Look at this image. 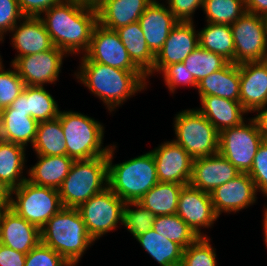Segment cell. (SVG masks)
Returning a JSON list of instances; mask_svg holds the SVG:
<instances>
[{"mask_svg":"<svg viewBox=\"0 0 267 266\" xmlns=\"http://www.w3.org/2000/svg\"><path fill=\"white\" fill-rule=\"evenodd\" d=\"M9 133L4 124L3 113L0 110V143H9Z\"/></svg>","mask_w":267,"mask_h":266,"instance_id":"cell-52","label":"cell"},{"mask_svg":"<svg viewBox=\"0 0 267 266\" xmlns=\"http://www.w3.org/2000/svg\"><path fill=\"white\" fill-rule=\"evenodd\" d=\"M125 202L109 187L82 203L79 210L90 237L96 241L123 223Z\"/></svg>","mask_w":267,"mask_h":266,"instance_id":"cell-10","label":"cell"},{"mask_svg":"<svg viewBox=\"0 0 267 266\" xmlns=\"http://www.w3.org/2000/svg\"><path fill=\"white\" fill-rule=\"evenodd\" d=\"M160 266H180L184 248L153 228L135 238Z\"/></svg>","mask_w":267,"mask_h":266,"instance_id":"cell-28","label":"cell"},{"mask_svg":"<svg viewBox=\"0 0 267 266\" xmlns=\"http://www.w3.org/2000/svg\"><path fill=\"white\" fill-rule=\"evenodd\" d=\"M38 160L30 167L27 180L33 184L59 189L62 182L69 174L74 160L67 155L45 156L36 155Z\"/></svg>","mask_w":267,"mask_h":266,"instance_id":"cell-26","label":"cell"},{"mask_svg":"<svg viewBox=\"0 0 267 266\" xmlns=\"http://www.w3.org/2000/svg\"><path fill=\"white\" fill-rule=\"evenodd\" d=\"M166 3L178 21L192 22L195 10L203 8L204 0H167Z\"/></svg>","mask_w":267,"mask_h":266,"instance_id":"cell-45","label":"cell"},{"mask_svg":"<svg viewBox=\"0 0 267 266\" xmlns=\"http://www.w3.org/2000/svg\"><path fill=\"white\" fill-rule=\"evenodd\" d=\"M206 22L231 25L245 12V0H204Z\"/></svg>","mask_w":267,"mask_h":266,"instance_id":"cell-37","label":"cell"},{"mask_svg":"<svg viewBox=\"0 0 267 266\" xmlns=\"http://www.w3.org/2000/svg\"><path fill=\"white\" fill-rule=\"evenodd\" d=\"M26 100H27V85H25L23 92L10 104V106L2 109L1 111L27 112Z\"/></svg>","mask_w":267,"mask_h":266,"instance_id":"cell-50","label":"cell"},{"mask_svg":"<svg viewBox=\"0 0 267 266\" xmlns=\"http://www.w3.org/2000/svg\"><path fill=\"white\" fill-rule=\"evenodd\" d=\"M247 121L219 132L218 153L229 160L240 173L250 171L254 156L263 142L255 119Z\"/></svg>","mask_w":267,"mask_h":266,"instance_id":"cell-9","label":"cell"},{"mask_svg":"<svg viewBox=\"0 0 267 266\" xmlns=\"http://www.w3.org/2000/svg\"><path fill=\"white\" fill-rule=\"evenodd\" d=\"M26 148L9 142L0 143V182L8 189L19 187L25 180L23 176L26 161Z\"/></svg>","mask_w":267,"mask_h":266,"instance_id":"cell-29","label":"cell"},{"mask_svg":"<svg viewBox=\"0 0 267 266\" xmlns=\"http://www.w3.org/2000/svg\"><path fill=\"white\" fill-rule=\"evenodd\" d=\"M246 12L267 17V0H245Z\"/></svg>","mask_w":267,"mask_h":266,"instance_id":"cell-48","label":"cell"},{"mask_svg":"<svg viewBox=\"0 0 267 266\" xmlns=\"http://www.w3.org/2000/svg\"><path fill=\"white\" fill-rule=\"evenodd\" d=\"M116 148L113 144L107 154L108 187L125 203L138 202L159 182L152 152L113 164Z\"/></svg>","mask_w":267,"mask_h":266,"instance_id":"cell-4","label":"cell"},{"mask_svg":"<svg viewBox=\"0 0 267 266\" xmlns=\"http://www.w3.org/2000/svg\"><path fill=\"white\" fill-rule=\"evenodd\" d=\"M209 237H199L184 249L180 266H217L216 249Z\"/></svg>","mask_w":267,"mask_h":266,"instance_id":"cell-39","label":"cell"},{"mask_svg":"<svg viewBox=\"0 0 267 266\" xmlns=\"http://www.w3.org/2000/svg\"><path fill=\"white\" fill-rule=\"evenodd\" d=\"M31 148L37 155H66L65 137L58 117L38 123L36 138Z\"/></svg>","mask_w":267,"mask_h":266,"instance_id":"cell-32","label":"cell"},{"mask_svg":"<svg viewBox=\"0 0 267 266\" xmlns=\"http://www.w3.org/2000/svg\"><path fill=\"white\" fill-rule=\"evenodd\" d=\"M239 174V170L229 160L217 153L193 159L189 185L211 193L215 188L234 179Z\"/></svg>","mask_w":267,"mask_h":266,"instance_id":"cell-18","label":"cell"},{"mask_svg":"<svg viewBox=\"0 0 267 266\" xmlns=\"http://www.w3.org/2000/svg\"><path fill=\"white\" fill-rule=\"evenodd\" d=\"M85 55L93 62L127 71H141L130 59L128 52L115 30L97 23L91 43Z\"/></svg>","mask_w":267,"mask_h":266,"instance_id":"cell-13","label":"cell"},{"mask_svg":"<svg viewBox=\"0 0 267 266\" xmlns=\"http://www.w3.org/2000/svg\"><path fill=\"white\" fill-rule=\"evenodd\" d=\"M176 214L198 237H208L201 233V227L209 229L219 218L215 213L210 193L190 185L184 186L179 194Z\"/></svg>","mask_w":267,"mask_h":266,"instance_id":"cell-14","label":"cell"},{"mask_svg":"<svg viewBox=\"0 0 267 266\" xmlns=\"http://www.w3.org/2000/svg\"><path fill=\"white\" fill-rule=\"evenodd\" d=\"M11 66L13 70H5L4 65H0V110L9 107L25 87L24 81L14 66L12 64Z\"/></svg>","mask_w":267,"mask_h":266,"instance_id":"cell-40","label":"cell"},{"mask_svg":"<svg viewBox=\"0 0 267 266\" xmlns=\"http://www.w3.org/2000/svg\"><path fill=\"white\" fill-rule=\"evenodd\" d=\"M108 187L106 156L87 160H74L69 174L58 189L65 208H78L95 194Z\"/></svg>","mask_w":267,"mask_h":266,"instance_id":"cell-5","label":"cell"},{"mask_svg":"<svg viewBox=\"0 0 267 266\" xmlns=\"http://www.w3.org/2000/svg\"><path fill=\"white\" fill-rule=\"evenodd\" d=\"M201 107L197 110L204 115L218 132L240 125L244 114L248 112L238 101H233L218 96H199Z\"/></svg>","mask_w":267,"mask_h":266,"instance_id":"cell-24","label":"cell"},{"mask_svg":"<svg viewBox=\"0 0 267 266\" xmlns=\"http://www.w3.org/2000/svg\"><path fill=\"white\" fill-rule=\"evenodd\" d=\"M266 207V208H265ZM264 207V214H263V230H264V241H265V245H266V248H267V206Z\"/></svg>","mask_w":267,"mask_h":266,"instance_id":"cell-53","label":"cell"},{"mask_svg":"<svg viewBox=\"0 0 267 266\" xmlns=\"http://www.w3.org/2000/svg\"><path fill=\"white\" fill-rule=\"evenodd\" d=\"M198 31L199 46L235 63V45L230 25L208 23Z\"/></svg>","mask_w":267,"mask_h":266,"instance_id":"cell-31","label":"cell"},{"mask_svg":"<svg viewBox=\"0 0 267 266\" xmlns=\"http://www.w3.org/2000/svg\"><path fill=\"white\" fill-rule=\"evenodd\" d=\"M62 208L57 189L25 180L19 187L10 191V209L39 229Z\"/></svg>","mask_w":267,"mask_h":266,"instance_id":"cell-8","label":"cell"},{"mask_svg":"<svg viewBox=\"0 0 267 266\" xmlns=\"http://www.w3.org/2000/svg\"><path fill=\"white\" fill-rule=\"evenodd\" d=\"M10 189L0 182V212L10 208Z\"/></svg>","mask_w":267,"mask_h":266,"instance_id":"cell-51","label":"cell"},{"mask_svg":"<svg viewBox=\"0 0 267 266\" xmlns=\"http://www.w3.org/2000/svg\"><path fill=\"white\" fill-rule=\"evenodd\" d=\"M67 55L63 50L54 47L44 52L18 57L12 65L25 85L44 86L57 82L63 59Z\"/></svg>","mask_w":267,"mask_h":266,"instance_id":"cell-12","label":"cell"},{"mask_svg":"<svg viewBox=\"0 0 267 266\" xmlns=\"http://www.w3.org/2000/svg\"><path fill=\"white\" fill-rule=\"evenodd\" d=\"M230 27L235 45V64L267 60L265 17L245 12Z\"/></svg>","mask_w":267,"mask_h":266,"instance_id":"cell-11","label":"cell"},{"mask_svg":"<svg viewBox=\"0 0 267 266\" xmlns=\"http://www.w3.org/2000/svg\"><path fill=\"white\" fill-rule=\"evenodd\" d=\"M115 31L125 46L132 62L147 75L153 69L155 55L147 46L140 23H131Z\"/></svg>","mask_w":267,"mask_h":266,"instance_id":"cell-27","label":"cell"},{"mask_svg":"<svg viewBox=\"0 0 267 266\" xmlns=\"http://www.w3.org/2000/svg\"><path fill=\"white\" fill-rule=\"evenodd\" d=\"M0 41H1V43H2V41H4V38L0 35ZM2 58H1V55H0V65H2Z\"/></svg>","mask_w":267,"mask_h":266,"instance_id":"cell-54","label":"cell"},{"mask_svg":"<svg viewBox=\"0 0 267 266\" xmlns=\"http://www.w3.org/2000/svg\"><path fill=\"white\" fill-rule=\"evenodd\" d=\"M166 5L152 2L138 21L147 46L155 56L162 49L173 27L179 22Z\"/></svg>","mask_w":267,"mask_h":266,"instance_id":"cell-22","label":"cell"},{"mask_svg":"<svg viewBox=\"0 0 267 266\" xmlns=\"http://www.w3.org/2000/svg\"><path fill=\"white\" fill-rule=\"evenodd\" d=\"M199 96H218L240 102L239 64L228 62L198 82Z\"/></svg>","mask_w":267,"mask_h":266,"instance_id":"cell-25","label":"cell"},{"mask_svg":"<svg viewBox=\"0 0 267 266\" xmlns=\"http://www.w3.org/2000/svg\"><path fill=\"white\" fill-rule=\"evenodd\" d=\"M20 10L24 16L40 17L53 5L61 3L63 0H17Z\"/></svg>","mask_w":267,"mask_h":266,"instance_id":"cell-46","label":"cell"},{"mask_svg":"<svg viewBox=\"0 0 267 266\" xmlns=\"http://www.w3.org/2000/svg\"><path fill=\"white\" fill-rule=\"evenodd\" d=\"M257 190L254 181L248 173H240L234 179L215 188L210 197L215 213L238 212L256 203Z\"/></svg>","mask_w":267,"mask_h":266,"instance_id":"cell-17","label":"cell"},{"mask_svg":"<svg viewBox=\"0 0 267 266\" xmlns=\"http://www.w3.org/2000/svg\"><path fill=\"white\" fill-rule=\"evenodd\" d=\"M27 115L38 123L55 119L60 110L57 102L44 86H27Z\"/></svg>","mask_w":267,"mask_h":266,"instance_id":"cell-34","label":"cell"},{"mask_svg":"<svg viewBox=\"0 0 267 266\" xmlns=\"http://www.w3.org/2000/svg\"><path fill=\"white\" fill-rule=\"evenodd\" d=\"M19 23L20 25L17 23L9 32L12 33L11 44L18 52L10 64L18 57L33 55L55 47L40 17L24 16Z\"/></svg>","mask_w":267,"mask_h":266,"instance_id":"cell-20","label":"cell"},{"mask_svg":"<svg viewBox=\"0 0 267 266\" xmlns=\"http://www.w3.org/2000/svg\"><path fill=\"white\" fill-rule=\"evenodd\" d=\"M26 254L0 243V266H25Z\"/></svg>","mask_w":267,"mask_h":266,"instance_id":"cell-47","label":"cell"},{"mask_svg":"<svg viewBox=\"0 0 267 266\" xmlns=\"http://www.w3.org/2000/svg\"><path fill=\"white\" fill-rule=\"evenodd\" d=\"M41 243L75 266L94 243L77 208L63 207L40 229Z\"/></svg>","mask_w":267,"mask_h":266,"instance_id":"cell-3","label":"cell"},{"mask_svg":"<svg viewBox=\"0 0 267 266\" xmlns=\"http://www.w3.org/2000/svg\"><path fill=\"white\" fill-rule=\"evenodd\" d=\"M1 219H2V212H0V225H1Z\"/></svg>","mask_w":267,"mask_h":266,"instance_id":"cell-55","label":"cell"},{"mask_svg":"<svg viewBox=\"0 0 267 266\" xmlns=\"http://www.w3.org/2000/svg\"><path fill=\"white\" fill-rule=\"evenodd\" d=\"M25 266H71L51 247L39 243L26 254Z\"/></svg>","mask_w":267,"mask_h":266,"instance_id":"cell-41","label":"cell"},{"mask_svg":"<svg viewBox=\"0 0 267 266\" xmlns=\"http://www.w3.org/2000/svg\"><path fill=\"white\" fill-rule=\"evenodd\" d=\"M228 61L221 55L208 51L198 46L183 61L184 66L198 83L211 73L223 68Z\"/></svg>","mask_w":267,"mask_h":266,"instance_id":"cell-36","label":"cell"},{"mask_svg":"<svg viewBox=\"0 0 267 266\" xmlns=\"http://www.w3.org/2000/svg\"><path fill=\"white\" fill-rule=\"evenodd\" d=\"M40 16L55 47L68 55L88 51L98 23L93 0H63Z\"/></svg>","mask_w":267,"mask_h":266,"instance_id":"cell-1","label":"cell"},{"mask_svg":"<svg viewBox=\"0 0 267 266\" xmlns=\"http://www.w3.org/2000/svg\"><path fill=\"white\" fill-rule=\"evenodd\" d=\"M184 186L158 182L138 202L155 216L176 214L179 194Z\"/></svg>","mask_w":267,"mask_h":266,"instance_id":"cell-30","label":"cell"},{"mask_svg":"<svg viewBox=\"0 0 267 266\" xmlns=\"http://www.w3.org/2000/svg\"><path fill=\"white\" fill-rule=\"evenodd\" d=\"M267 104L259 107L255 112L257 113L253 117L258 125L259 132L264 141H267Z\"/></svg>","mask_w":267,"mask_h":266,"instance_id":"cell-49","label":"cell"},{"mask_svg":"<svg viewBox=\"0 0 267 266\" xmlns=\"http://www.w3.org/2000/svg\"><path fill=\"white\" fill-rule=\"evenodd\" d=\"M159 182L189 185L193 158L173 140L166 141L151 151Z\"/></svg>","mask_w":267,"mask_h":266,"instance_id":"cell-16","label":"cell"},{"mask_svg":"<svg viewBox=\"0 0 267 266\" xmlns=\"http://www.w3.org/2000/svg\"><path fill=\"white\" fill-rule=\"evenodd\" d=\"M97 20L102 26L116 30L139 21L151 0H93Z\"/></svg>","mask_w":267,"mask_h":266,"instance_id":"cell-23","label":"cell"},{"mask_svg":"<svg viewBox=\"0 0 267 266\" xmlns=\"http://www.w3.org/2000/svg\"><path fill=\"white\" fill-rule=\"evenodd\" d=\"M240 103L248 113L267 104V60L239 64Z\"/></svg>","mask_w":267,"mask_h":266,"instance_id":"cell-19","label":"cell"},{"mask_svg":"<svg viewBox=\"0 0 267 266\" xmlns=\"http://www.w3.org/2000/svg\"><path fill=\"white\" fill-rule=\"evenodd\" d=\"M248 175L255 183L257 192L267 196V141L260 144Z\"/></svg>","mask_w":267,"mask_h":266,"instance_id":"cell-42","label":"cell"},{"mask_svg":"<svg viewBox=\"0 0 267 266\" xmlns=\"http://www.w3.org/2000/svg\"><path fill=\"white\" fill-rule=\"evenodd\" d=\"M161 73L164 82L171 93H175L176 87L180 85L197 88L198 83L192 74L188 72L183 62L169 65Z\"/></svg>","mask_w":267,"mask_h":266,"instance_id":"cell-43","label":"cell"},{"mask_svg":"<svg viewBox=\"0 0 267 266\" xmlns=\"http://www.w3.org/2000/svg\"><path fill=\"white\" fill-rule=\"evenodd\" d=\"M136 207L135 209L131 208ZM155 215L139 202H127L123 211V226L134 238L153 228Z\"/></svg>","mask_w":267,"mask_h":266,"instance_id":"cell-38","label":"cell"},{"mask_svg":"<svg viewBox=\"0 0 267 266\" xmlns=\"http://www.w3.org/2000/svg\"><path fill=\"white\" fill-rule=\"evenodd\" d=\"M75 76L91 93L96 95L110 112L123 105L136 93L147 88V76L142 71H127L81 57Z\"/></svg>","mask_w":267,"mask_h":266,"instance_id":"cell-2","label":"cell"},{"mask_svg":"<svg viewBox=\"0 0 267 266\" xmlns=\"http://www.w3.org/2000/svg\"><path fill=\"white\" fill-rule=\"evenodd\" d=\"M153 229L184 249L199 238L177 214L155 216Z\"/></svg>","mask_w":267,"mask_h":266,"instance_id":"cell-35","label":"cell"},{"mask_svg":"<svg viewBox=\"0 0 267 266\" xmlns=\"http://www.w3.org/2000/svg\"><path fill=\"white\" fill-rule=\"evenodd\" d=\"M58 118L62 125L68 157L73 160H87L108 154L111 144L102 146L104 126L99 121L72 110L60 111Z\"/></svg>","mask_w":267,"mask_h":266,"instance_id":"cell-6","label":"cell"},{"mask_svg":"<svg viewBox=\"0 0 267 266\" xmlns=\"http://www.w3.org/2000/svg\"><path fill=\"white\" fill-rule=\"evenodd\" d=\"M23 17L17 0H0V35L4 38Z\"/></svg>","mask_w":267,"mask_h":266,"instance_id":"cell-44","label":"cell"},{"mask_svg":"<svg viewBox=\"0 0 267 266\" xmlns=\"http://www.w3.org/2000/svg\"><path fill=\"white\" fill-rule=\"evenodd\" d=\"M173 141L193 159L215 155L219 150V132L197 109H186L174 117Z\"/></svg>","mask_w":267,"mask_h":266,"instance_id":"cell-7","label":"cell"},{"mask_svg":"<svg viewBox=\"0 0 267 266\" xmlns=\"http://www.w3.org/2000/svg\"><path fill=\"white\" fill-rule=\"evenodd\" d=\"M4 124L9 133V141L26 148L27 144L33 145L38 122L21 111H2Z\"/></svg>","mask_w":267,"mask_h":266,"instance_id":"cell-33","label":"cell"},{"mask_svg":"<svg viewBox=\"0 0 267 266\" xmlns=\"http://www.w3.org/2000/svg\"><path fill=\"white\" fill-rule=\"evenodd\" d=\"M41 242L40 229L12 209L2 212L0 243L27 254Z\"/></svg>","mask_w":267,"mask_h":266,"instance_id":"cell-21","label":"cell"},{"mask_svg":"<svg viewBox=\"0 0 267 266\" xmlns=\"http://www.w3.org/2000/svg\"><path fill=\"white\" fill-rule=\"evenodd\" d=\"M198 46L199 35L194 22L179 21L155 56L153 69L146 75L147 79L155 72L160 74L169 65L183 62Z\"/></svg>","mask_w":267,"mask_h":266,"instance_id":"cell-15","label":"cell"}]
</instances>
